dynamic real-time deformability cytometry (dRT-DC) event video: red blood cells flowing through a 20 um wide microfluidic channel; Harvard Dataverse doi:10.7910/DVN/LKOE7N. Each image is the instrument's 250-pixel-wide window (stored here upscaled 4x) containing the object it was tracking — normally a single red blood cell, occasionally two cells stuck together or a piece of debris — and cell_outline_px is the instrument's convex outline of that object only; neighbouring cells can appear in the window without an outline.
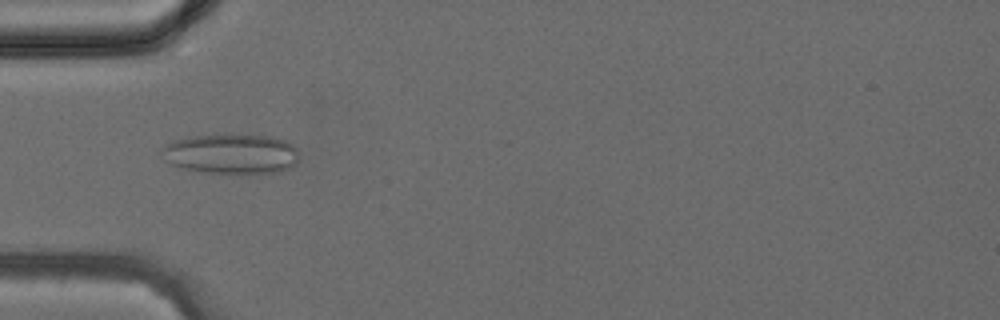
{"species": "common noctule bat (a hibernating species)", "species_latin": "Nyctalus noctula", "temperature_condition": "cold", "stored_images_in_passage": 38, "camera_frame_rate_fps": 3000, "um_per_image_px": 0.085, "animal": {"sex": "female", "body_mass_g": 24.6, "forearm_length_mm": 56.2}, "frame": {"image": 1, "passage_image": 12, "time_ms": 3.667, "image_size_px": [1000, 320], "cell_outline_px": [[300, 160], [292, 168], [280, 172], [200, 172], [184, 168], [172, 164], [164, 160], [160, 152], [172, 140], [192, 136], [272, 136], [284, 140], [292, 144], [296, 148], [300, 156]], "centroid_in_image_um": [19.7, 13.09], "position_along_channel_um": 65.3, "area_um2": 31.56}}
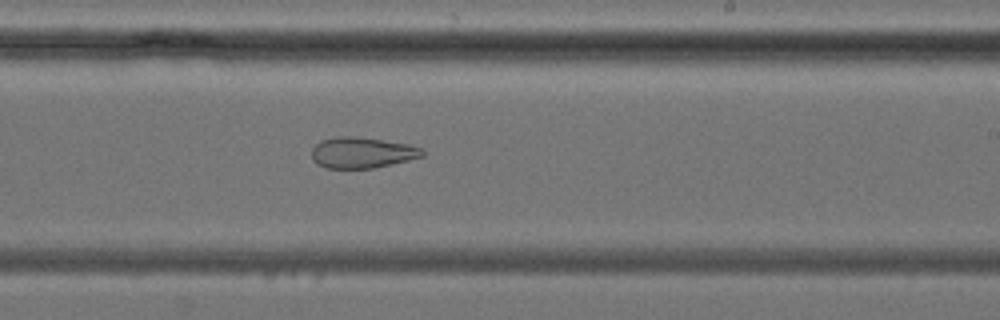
{"frame": {"image": 2, "passage_image": 23, "time_ms": 7.333, "image_size_px": [1000, 320], "cell_outline_px": [[424, 156], [392, 164], [372, 168], [328, 168], [316, 164], [312, 160], [312, 148], [320, 140], [340, 136], [352, 136], [408, 144], [420, 148], [424, 152]], "centroid_in_image_um": [30.74, 12.98], "position_along_channel_um": 258.3, "area_um2": 19.77}}
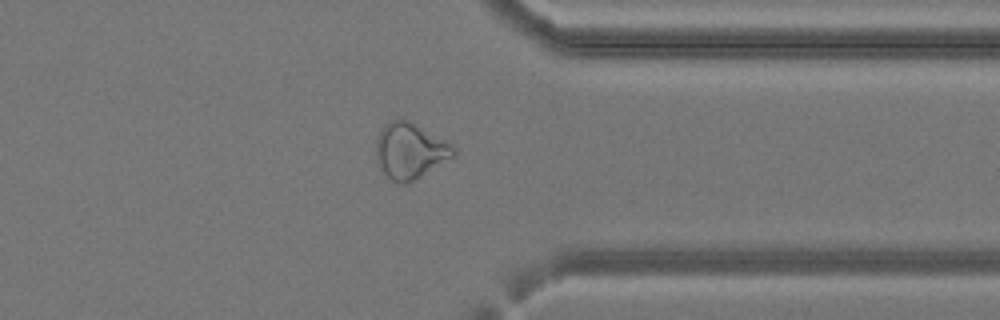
{"frame": {"image": 3, "passage_image": 30, "time_ms": 9.667, "image_size_px": [1000, 320], "cell_outline_px": [[456, 156], [420, 176], [404, 184], [392, 180], [384, 172], [376, 156], [376, 140], [380, 128], [384, 124], [396, 116], [408, 120], [444, 140], [456, 148]], "centroid_in_image_um": [34.84, 12.77], "position_along_channel_um": 376.6, "area_um2": 24.97}}